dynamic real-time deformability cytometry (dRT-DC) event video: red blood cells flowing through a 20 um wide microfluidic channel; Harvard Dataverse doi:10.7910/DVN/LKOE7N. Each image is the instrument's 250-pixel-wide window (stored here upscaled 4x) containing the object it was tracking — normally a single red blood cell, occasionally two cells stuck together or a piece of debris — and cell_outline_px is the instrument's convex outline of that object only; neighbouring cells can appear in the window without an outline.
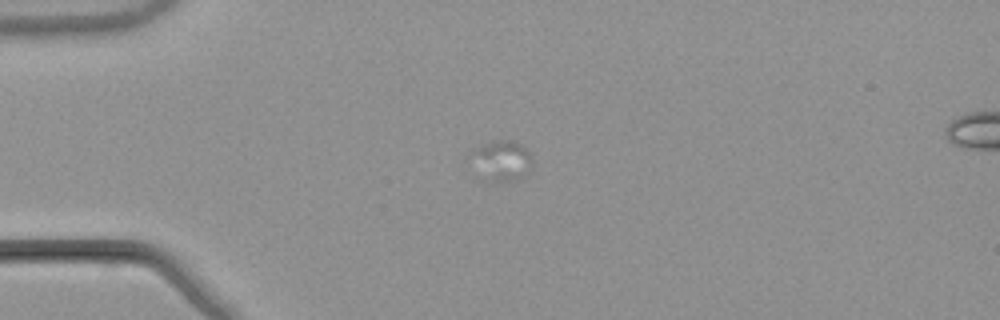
{"species": "common noctule bat (a hibernating species)", "species_latin": "Nyctalus noctula", "temperature_condition": "warm", "stored_images_in_passage": 28, "camera_frame_rate_fps": 3000, "um_per_image_px": 0.085, "animal": {"sex": "male", "body_mass_g": 21.5, "forearm_length_mm": 52.0}, "frame": {"image": 1, "passage_image": 16, "time_ms": 5.0, "image_size_px": [1000, 320], "cell_outline_px": [[532, 168], [524, 180], [492, 180], [472, 152], [476, 148], [492, 140], [512, 140], [520, 144], [532, 156]], "centroid_in_image_um": [42.87, 13.6], "position_along_channel_um": 42.1, "area_um2": 13.24}}
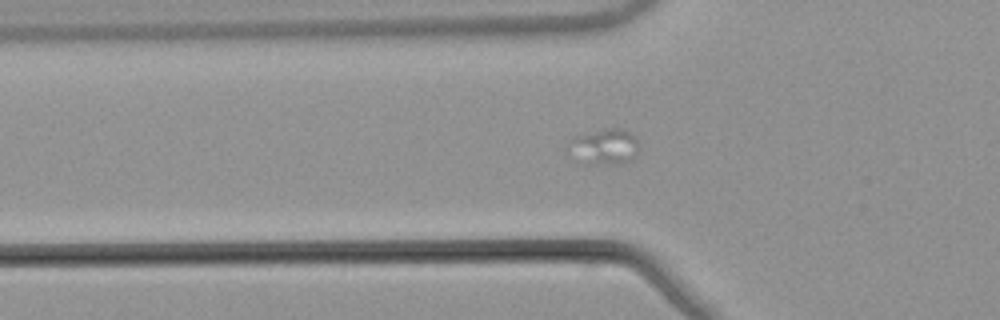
{"frame": {"image": 2, "passage_image": 21, "time_ms": 6.667, "image_size_px": [1000, 320], "cell_outline_px": [[640, 148], [632, 160], [624, 164], [580, 164], [572, 140], [576, 136], [604, 128], [620, 128], [628, 132], [636, 140]], "centroid_in_image_um": [51.5, 12.49], "position_along_channel_um": 74.3, "area_um2": 14.16}}
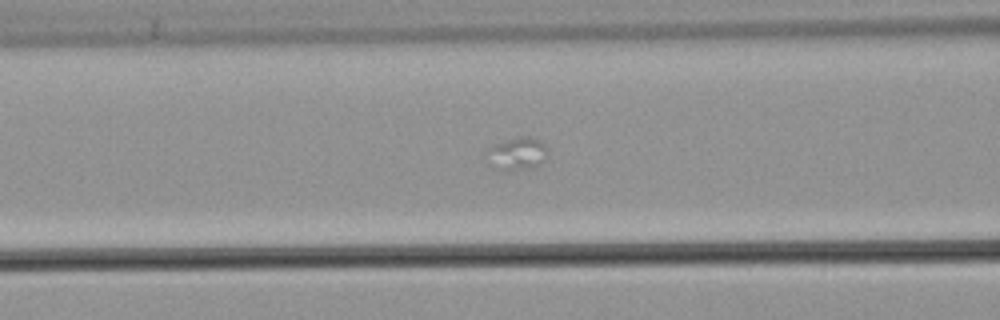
{"frame": {"image": 3, "passage_image": 25, "time_ms": 8.0, "image_size_px": [1000, 320], "cell_outline_px": [[544, 160], [536, 168], [508, 172], [496, 168], [488, 148], [492, 144], [520, 136], [528, 136], [540, 140], [544, 144]], "centroid_in_image_um": [44.0, 13.07], "position_along_channel_um": 122.6, "area_um2": 11.27}}